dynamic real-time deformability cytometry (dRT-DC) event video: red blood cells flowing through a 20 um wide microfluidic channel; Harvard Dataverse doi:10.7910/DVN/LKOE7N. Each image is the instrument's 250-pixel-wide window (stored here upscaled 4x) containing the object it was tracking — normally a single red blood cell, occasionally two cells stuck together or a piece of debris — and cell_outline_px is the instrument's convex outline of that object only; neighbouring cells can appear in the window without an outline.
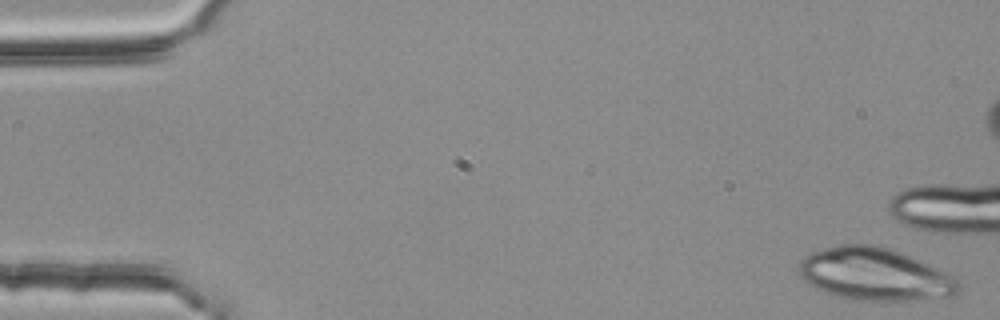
{"species": "common noctule bat (a hibernating species)", "species_latin": "Nyctalus noctula", "temperature_condition": "room temperature", "stored_images_in_passage": 5, "camera_frame_rate_fps": 3000, "um_per_image_px": 0.085, "animal": {"sex": "female", "body_mass_g": 25.1}, "frame": {"image": 1, "passage_image": 1, "time_ms": 0.0, "image_size_px": [1000, 320], "cell_outline_px": [[960, 288], [956, 296], [952, 300], [852, 300], [836, 296], [824, 292], [816, 288], [804, 280], [800, 276], [800, 264], [804, 256], [812, 252], [824, 248], [840, 244], [876, 244], [888, 248], [928, 264], [952, 276], [960, 284]], "centroid_in_image_um": [74.4, 23.34], "position_along_channel_um": 10.6, "area_um2": 49.07}}